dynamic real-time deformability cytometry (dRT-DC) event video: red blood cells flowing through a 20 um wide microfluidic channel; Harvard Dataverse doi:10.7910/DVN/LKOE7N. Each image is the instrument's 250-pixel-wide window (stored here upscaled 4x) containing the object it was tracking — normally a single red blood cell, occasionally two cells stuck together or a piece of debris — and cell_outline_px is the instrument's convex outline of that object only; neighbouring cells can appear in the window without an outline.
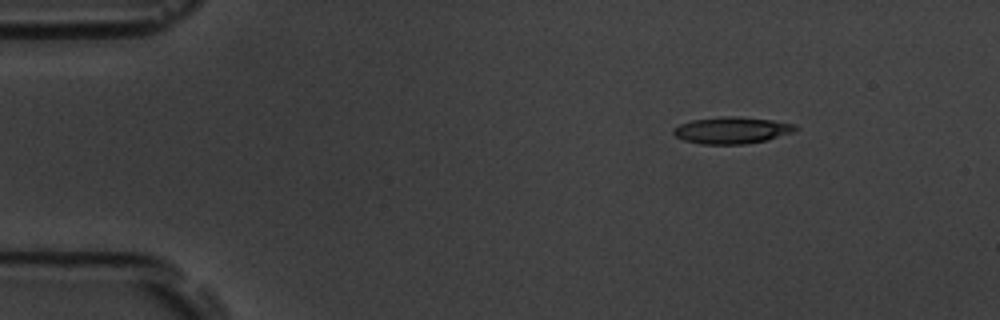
{"species": "common noctule bat (a hibernating species)", "species_latin": "Nyctalus noctula", "temperature_condition": "room temperature", "stored_images_in_passage": 3, "camera_frame_rate_fps": 3000, "um_per_image_px": 0.085, "animal": {"sex": "male", "body_mass_g": 19.5, "forearm_length_mm": 54.6}, "frame": {"image": 1, "passage_image": 1, "time_ms": 0.0, "image_size_px": [1000, 320], "cell_outline_px": [[800, 128], [792, 132], [768, 140], [744, 144], [700, 144], [684, 140], [676, 136], [672, 132], [672, 128], [680, 124], [692, 120], [724, 116], [736, 116], [772, 120], [796, 124]], "centroid_in_image_um": [62.21, 11.07], "position_along_channel_um": 22.8, "area_um2": 19.07}}